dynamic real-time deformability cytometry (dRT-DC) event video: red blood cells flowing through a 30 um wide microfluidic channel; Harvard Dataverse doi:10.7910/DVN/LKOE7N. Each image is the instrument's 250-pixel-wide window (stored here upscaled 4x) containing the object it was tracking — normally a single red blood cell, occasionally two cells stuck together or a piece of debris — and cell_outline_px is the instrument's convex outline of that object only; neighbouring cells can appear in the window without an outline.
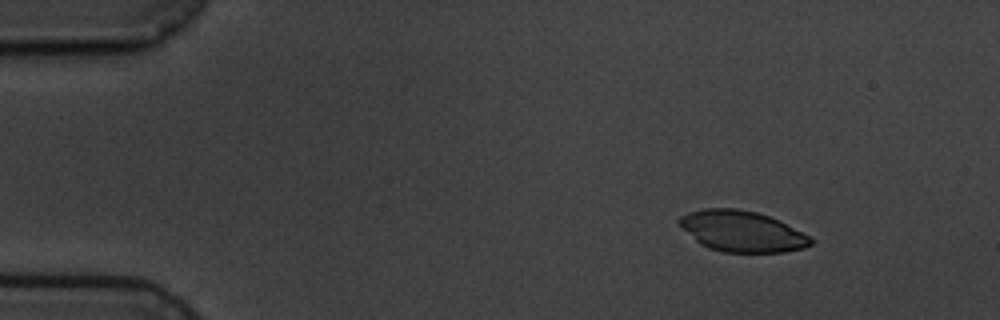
{"species": "common noctule bat (a hibernating species)", "species_latin": "Nyctalus noctula", "temperature_condition": "cold", "stored_images_in_passage": 5, "camera_frame_rate_fps": 3000, "um_per_image_px": 0.085, "animal": {"sex": "male", "body_mass_g": 19.5, "forearm_length_mm": 54.6}, "frame": {"image": 1, "passage_image": 2, "time_ms": 1.0, "image_size_px": [1000, 320], "cell_outline_px": [[812, 244], [804, 248], [784, 252], [724, 252], [708, 248], [700, 244], [676, 220], [680, 216], [688, 212], [704, 208], [736, 208], [756, 212], [768, 216], [808, 236], [812, 240]], "centroid_in_image_um": [63.02, 19.66], "position_along_channel_um": 22.0, "area_um2": 30.81}}